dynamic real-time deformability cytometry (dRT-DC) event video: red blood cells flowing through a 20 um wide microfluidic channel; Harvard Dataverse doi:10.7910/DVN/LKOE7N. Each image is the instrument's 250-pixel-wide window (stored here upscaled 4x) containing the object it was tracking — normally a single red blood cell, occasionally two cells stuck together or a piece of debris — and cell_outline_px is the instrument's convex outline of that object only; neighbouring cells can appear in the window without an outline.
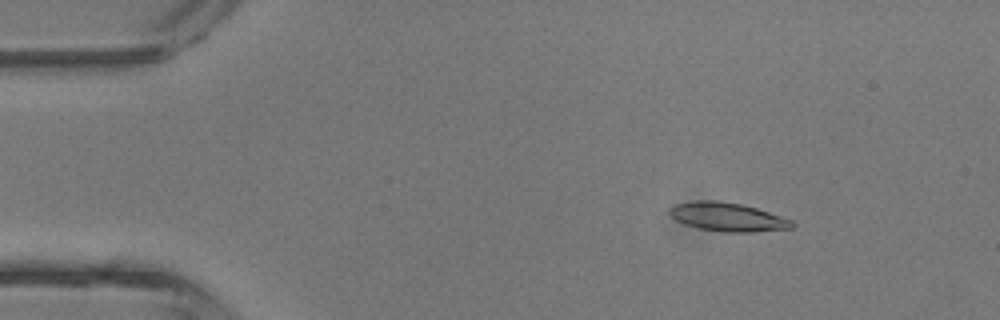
{"species": "common noctule bat (a hibernating species)", "species_latin": "Nyctalus noctula", "temperature_condition": "room temperature", "stored_images_in_passage": 43, "camera_frame_rate_fps": 3000, "um_per_image_px": 0.085, "animal": {"sex": "male", "body_mass_g": 13.3}, "frame": {"image": 1, "passage_image": 6, "time_ms": 1.667, "image_size_px": [1000, 320], "cell_outline_px": [[796, 224], [792, 228], [752, 232], [724, 232], [700, 228], [684, 224], [676, 220], [668, 212], [668, 208], [676, 204], [692, 200], [716, 200], [740, 204], [756, 208], [792, 220]], "centroid_in_image_um": [61.82, 18.43], "position_along_channel_um": 23.2, "area_um2": 20.4}}
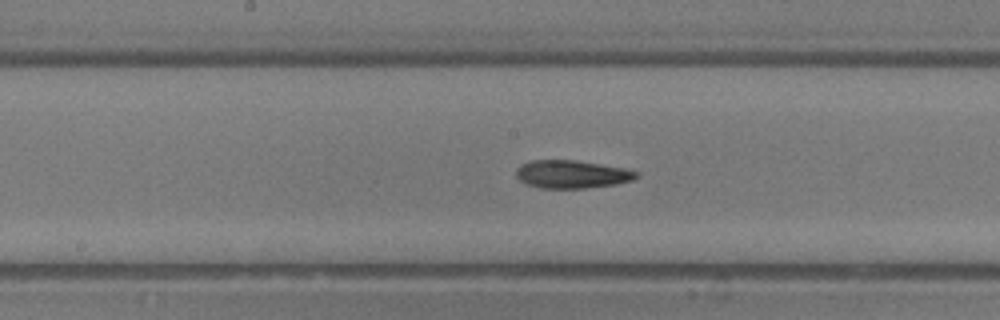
{"frame": {"image": 2, "passage_image": 22, "time_ms": 7.0, "image_size_px": [1000, 320], "cell_outline_px": [[640, 176], [632, 180], [616, 184], [584, 188], [540, 188], [528, 184], [520, 180], [516, 176], [516, 168], [520, 164], [532, 160], [572, 160], [624, 168], [640, 172]], "centroid_in_image_um": [48.6, 14.81], "position_along_channel_um": 199.6, "area_um2": 19.54}}
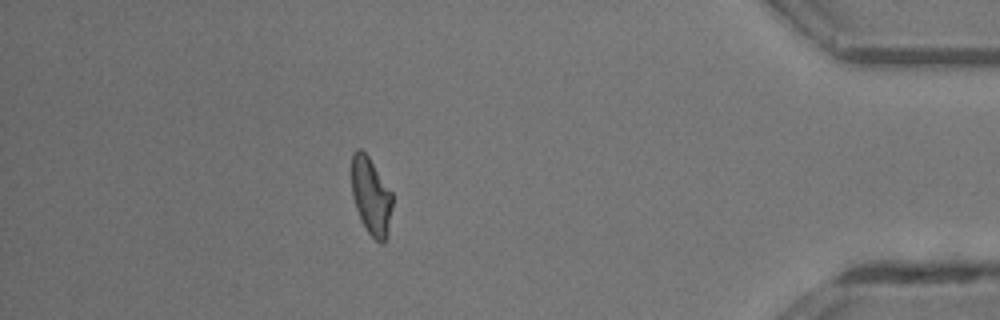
{"frame": {"image": 3, "passage_image": 38, "time_ms": 12.333, "image_size_px": [1000, 320], "cell_outline_px": [[392, 208], [388, 236], [384, 244], [380, 244], [368, 232], [356, 208], [352, 196], [352, 152], [356, 148], [360, 148], [368, 156], [392, 192]], "centroid_in_image_um": [31.55, 16.69], "position_along_channel_um": 403.6, "area_um2": 18.38}, "authors_computed_cell_mechanics": {"area_um2": 19.4208, "velocity_mm_per_s": 4.7369, "shape_relaxation_time_tau1_ms": 6.386, "shape_relaxation_time_tau2_ms": 5.9567, "deformation_change_tau1": 0.2169, "deformation_change_tau2": 0.1565}}